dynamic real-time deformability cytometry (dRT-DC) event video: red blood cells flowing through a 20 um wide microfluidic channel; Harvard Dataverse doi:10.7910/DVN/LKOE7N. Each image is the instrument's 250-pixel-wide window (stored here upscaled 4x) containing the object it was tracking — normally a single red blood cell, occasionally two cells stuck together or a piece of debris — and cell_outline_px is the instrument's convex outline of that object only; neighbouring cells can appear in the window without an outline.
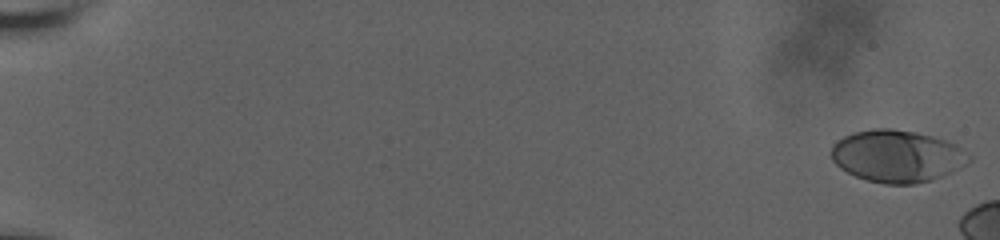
{"species": "human", "species_latin": "Homo sapiens", "temperature_condition": "room temperature", "stored_images_in_passage": 14, "camera_frame_rate_fps": 3000, "um_per_image_px": 0.085, "donor": {"sex": "male"}, "frame": {"image": 1, "passage_image": 1, "time_ms": 0.0, "image_size_px": [1000, 240], "cell_outline_px": [[956, 148], [948, 172], [932, 180], [916, 184], [884, 184], [868, 180], [856, 176], [840, 168], [832, 160], [832, 144], [844, 136], [856, 132], [872, 128], [888, 128], [916, 132], [932, 136], [944, 140], [952, 144]], "centroid_in_image_um": [75.93, 13.25], "position_along_channel_um": 9.1, "area_um2": 39.25}}